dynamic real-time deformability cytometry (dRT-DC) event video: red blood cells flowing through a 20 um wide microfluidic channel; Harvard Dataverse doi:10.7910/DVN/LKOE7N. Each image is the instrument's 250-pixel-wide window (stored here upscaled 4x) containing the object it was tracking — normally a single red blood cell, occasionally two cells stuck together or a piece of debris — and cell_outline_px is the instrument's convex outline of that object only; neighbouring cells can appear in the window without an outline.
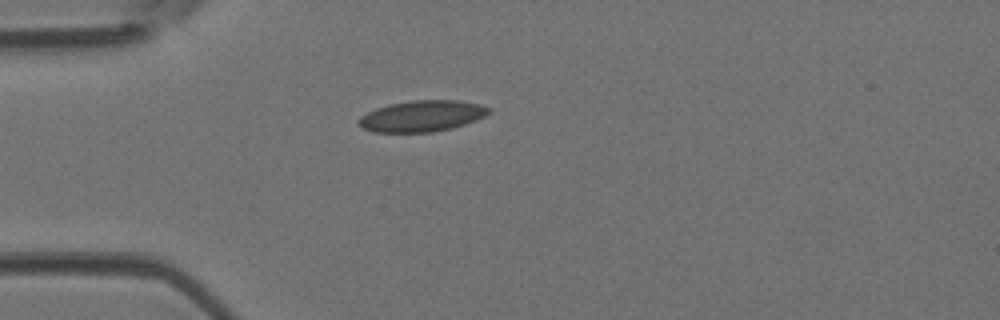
{"species": "Egyptian fruit bat (a non-hibernating species)", "species_latin": "Rousettus aegyptiacus", "temperature_condition": "room temperature", "stored_images_in_passage": 2, "camera_frame_rate_fps": 3000, "um_per_image_px": 0.085, "animal": {"sex": "female"}, "frame": {"image": 1, "passage_image": 1, "time_ms": 0.0, "image_size_px": [1000, 320], "cell_outline_px": [[492, 112], [476, 120], [452, 128], [432, 132], [372, 132], [356, 124], [356, 120], [360, 116], [376, 108], [388, 104], [412, 100], [456, 100], [480, 104], [492, 108]], "centroid_in_image_um": [35.86, 9.86], "position_along_channel_um": 49.1, "area_um2": 23.81}}